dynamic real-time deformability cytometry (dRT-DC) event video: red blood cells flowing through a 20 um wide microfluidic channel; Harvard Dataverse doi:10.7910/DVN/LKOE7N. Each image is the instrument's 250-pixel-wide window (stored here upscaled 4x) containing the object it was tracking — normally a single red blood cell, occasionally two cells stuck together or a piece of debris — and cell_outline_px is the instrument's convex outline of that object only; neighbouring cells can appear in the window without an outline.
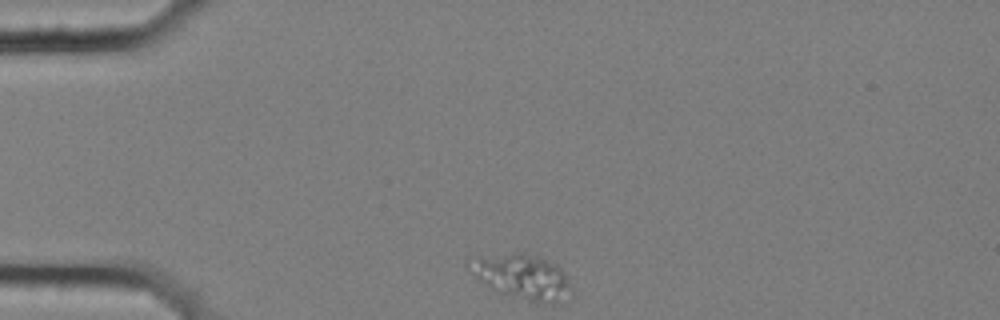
{"species": "common noctule bat (a hibernating species)", "species_latin": "Nyctalus noctula", "temperature_condition": "cold", "stored_images_in_passage": 2, "camera_frame_rate_fps": 3000, "um_per_image_px": 0.085, "animal": {"sex": "female", "body_mass_g": 25.1}, "frame": {"image": 1, "passage_image": 1, "time_ms": 0.0, "image_size_px": [1000, 320], "cell_outline_px": [[572, 288], [552, 304], [532, 300], [504, 292], [492, 288], [480, 280], [468, 268], [464, 260], [476, 256], [520, 252], [524, 252], [556, 264], [564, 272]], "centroid_in_image_um": [44.31, 23.44], "position_along_channel_um": 40.7, "area_um2": 25.72}}
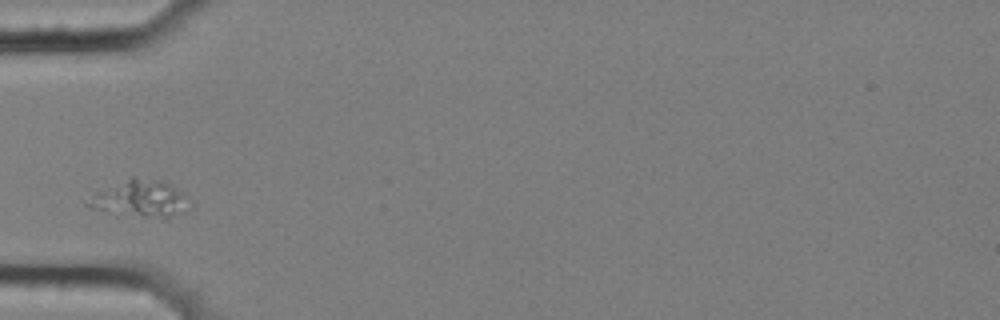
{"frame": {"image": 2, "passage_image": 2, "time_ms": 0.333, "image_size_px": [1000, 320], "cell_outline_px": [[184, 204], [180, 208], [164, 216], [144, 216], [108, 212], [92, 208], [84, 204], [80, 200], [132, 176], [160, 180], [176, 188], [184, 196]], "centroid_in_image_um": [11.68, 16.82], "position_along_channel_um": 73.3, "area_um2": 20.35}}